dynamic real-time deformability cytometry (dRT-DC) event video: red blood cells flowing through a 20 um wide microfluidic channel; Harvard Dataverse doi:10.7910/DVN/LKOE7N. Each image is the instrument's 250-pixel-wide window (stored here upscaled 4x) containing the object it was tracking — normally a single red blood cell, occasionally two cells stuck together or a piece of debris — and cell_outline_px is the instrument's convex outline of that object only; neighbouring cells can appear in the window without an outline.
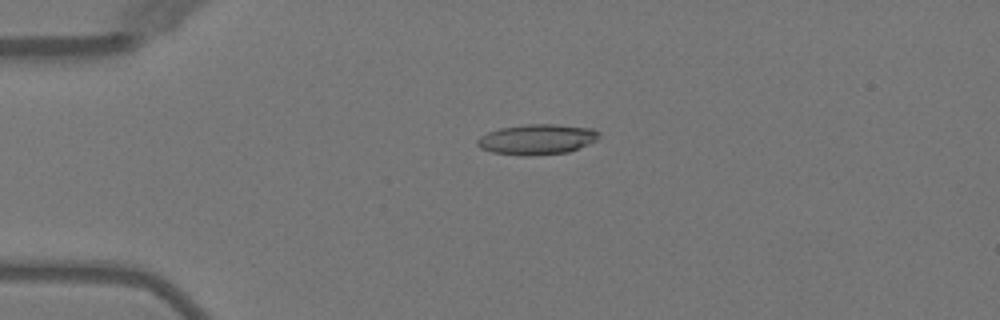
{"species": "Egyptian fruit bat (a non-hibernating species)", "species_latin": "Rousettus aegyptiacus", "temperature_condition": "warm", "stored_images_in_passage": 7, "camera_frame_rate_fps": 3000, "um_per_image_px": 0.085, "animal": {"sex": "female"}, "frame": {"image": 1, "passage_image": 3, "time_ms": 2.333, "image_size_px": [1000, 320], "cell_outline_px": [[600, 136], [596, 140], [588, 144], [568, 152], [532, 156], [520, 156], [492, 152], [480, 148], [476, 144], [476, 140], [480, 136], [488, 132], [500, 128], [524, 124], [556, 124], [592, 128], [600, 132]], "centroid_in_image_um": [45.63, 11.85], "position_along_channel_um": 39.4, "area_um2": 21.73}}
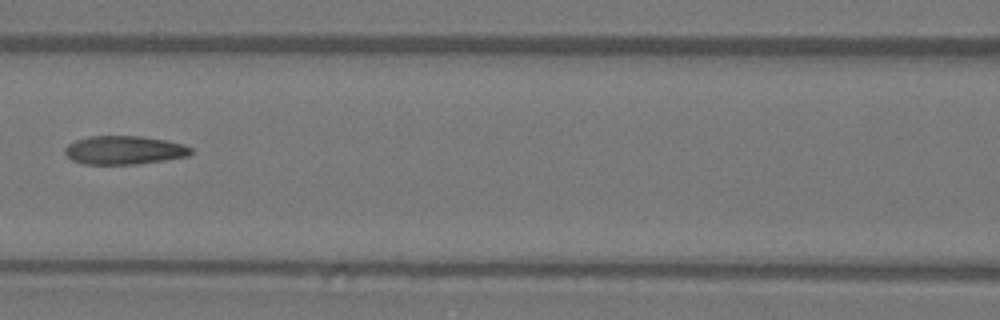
{"frame": {"image": 2, "passage_image": 6, "time_ms": 6.0, "image_size_px": [1000, 320], "cell_outline_px": [[192, 152], [188, 156], [164, 160], [136, 164], [84, 164], [72, 160], [64, 152], [64, 148], [68, 144], [76, 140], [88, 136], [140, 136], [164, 140], [184, 144], [192, 148]], "centroid_in_image_um": [10.54, 12.76], "position_along_channel_um": 156.1, "area_um2": 20.92}}
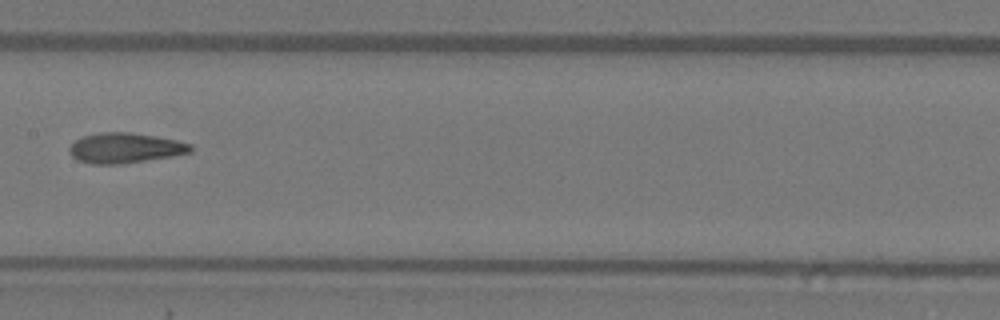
{"frame": {"image": 3, "passage_image": 7, "time_ms": 7.0, "image_size_px": [1000, 320], "cell_outline_px": [[192, 152], [124, 164], [88, 164], [76, 160], [68, 152], [68, 148], [76, 140], [84, 136], [100, 132], [132, 132], [156, 136], [176, 140], [192, 144]], "centroid_in_image_um": [10.6, 12.58], "position_along_channel_um": 196.8, "area_um2": 21.44}}